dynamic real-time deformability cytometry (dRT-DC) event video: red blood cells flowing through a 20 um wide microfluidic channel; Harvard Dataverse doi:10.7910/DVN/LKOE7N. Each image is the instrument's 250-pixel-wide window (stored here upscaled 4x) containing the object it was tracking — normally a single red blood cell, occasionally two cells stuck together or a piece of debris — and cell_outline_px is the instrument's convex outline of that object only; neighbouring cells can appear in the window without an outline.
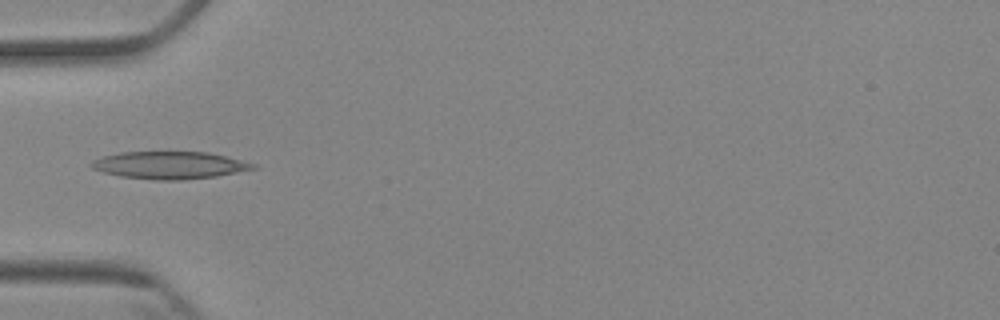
{"species": "Egyptian fruit bat (a non-hibernating species)", "species_latin": "Rousettus aegyptiacus", "temperature_condition": "cold", "stored_images_in_passage": 1, "camera_frame_rate_fps": 3000, "um_per_image_px": 0.085, "animal": {"sex": "female"}, "frame": {"image": 1, "passage_image": 1, "time_ms": 0.0, "image_size_px": [1000, 320], "cell_outline_px": [[260, 168], [216, 176], [180, 180], [152, 180], [120, 176], [104, 172], [92, 168], [88, 164], [92, 160], [100, 156], [120, 152], [208, 152], [256, 164]], "centroid_in_image_um": [14.38, 14.04], "position_along_channel_um": 70.6, "area_um2": 25.89}}